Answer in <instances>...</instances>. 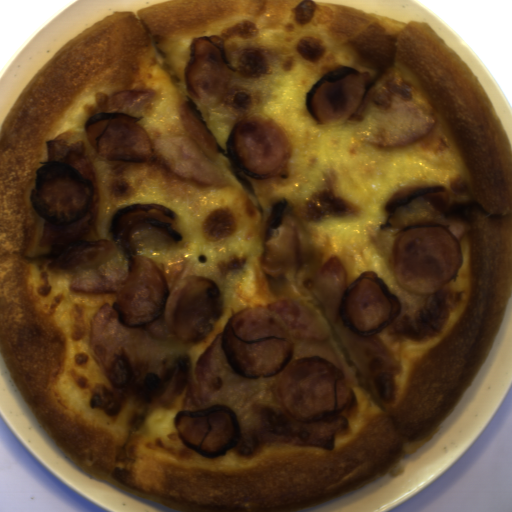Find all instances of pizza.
I'll list each match as a JSON object with an SVG mask.
<instances>
[{"label": "pizza", "mask_w": 512, "mask_h": 512, "mask_svg": "<svg viewBox=\"0 0 512 512\" xmlns=\"http://www.w3.org/2000/svg\"><path fill=\"white\" fill-rule=\"evenodd\" d=\"M512 298V143L425 21L113 10L0 124V348L87 476L295 512L404 474Z\"/></svg>", "instance_id": "dd6c1bee"}]
</instances>
